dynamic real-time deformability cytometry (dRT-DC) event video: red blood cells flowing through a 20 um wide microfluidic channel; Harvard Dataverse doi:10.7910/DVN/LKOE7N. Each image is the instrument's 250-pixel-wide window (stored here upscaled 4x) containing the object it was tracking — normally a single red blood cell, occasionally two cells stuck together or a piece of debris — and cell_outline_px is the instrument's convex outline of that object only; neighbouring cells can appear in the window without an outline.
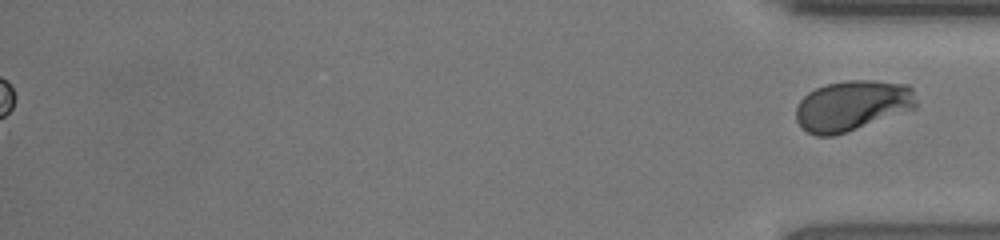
{"species": "human", "species_latin": "Homo sapiens", "temperature_condition": "room temperature", "stored_images_in_passage": 46, "camera_frame_rate_fps": 3000, "um_per_image_px": 0.085, "donor": {"sex": "female"}, "frame": {"image": 1, "passage_image": 46, "time_ms": 15.0, "image_size_px": [1000, 240], "cell_outline_px": [[916, 108], [848, 132], [836, 136], [816, 136], [808, 132], [796, 120], [796, 108], [800, 100], [808, 92], [824, 84], [848, 80], [872, 80], [908, 84], [912, 88], [916, 100]], "centroid_in_image_um": [72.44, 8.98], "position_along_channel_um": 362.8, "area_um2": 35.55}}